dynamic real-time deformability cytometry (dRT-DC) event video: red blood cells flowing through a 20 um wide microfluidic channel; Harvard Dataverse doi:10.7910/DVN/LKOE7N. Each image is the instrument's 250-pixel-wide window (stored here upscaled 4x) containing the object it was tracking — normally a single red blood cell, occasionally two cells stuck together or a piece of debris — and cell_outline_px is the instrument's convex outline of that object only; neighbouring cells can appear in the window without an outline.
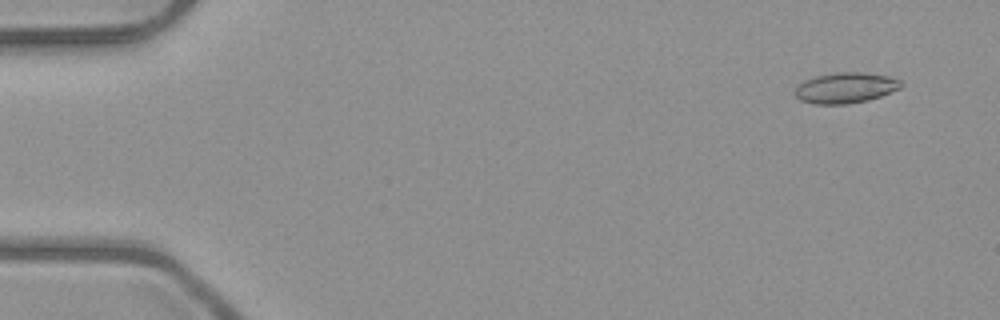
{"species": "common noctule bat (a hibernating species)", "species_latin": "Nyctalus noctula", "temperature_condition": "room temperature", "stored_images_in_passage": 17, "camera_frame_rate_fps": 3000, "um_per_image_px": 0.085, "animal": {"sex": "male", "body_mass_g": 23.1, "forearm_length_mm": 52.7}, "frame": {"image": 1, "passage_image": 4, "time_ms": 1.0, "image_size_px": [1000, 320], "cell_outline_px": [[904, 84], [900, 88], [880, 96], [868, 100], [848, 104], [812, 104], [800, 100], [792, 92], [804, 80], [816, 76], [836, 72], [864, 72], [888, 76], [900, 80]], "centroid_in_image_um": [71.85, 7.47], "position_along_channel_um": 13.1, "area_um2": 19.02}}
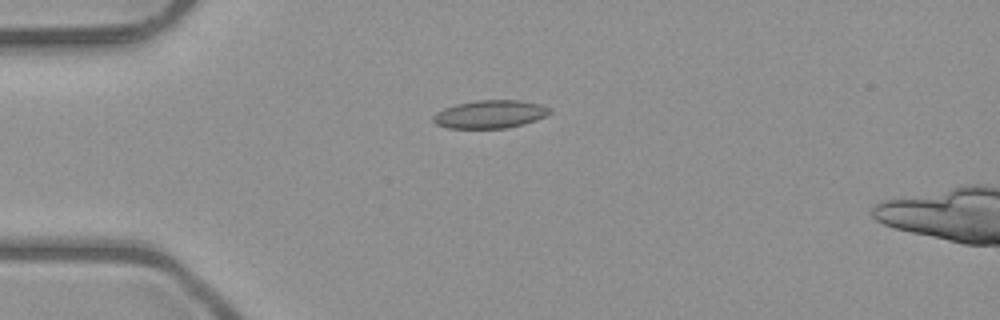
{"frame": {"image": 2, "passage_image": 14, "time_ms": 4.333, "image_size_px": [1000, 320], "cell_outline_px": [[552, 112], [548, 116], [524, 124], [508, 128], [448, 128], [436, 124], [432, 120], [432, 116], [436, 112], [444, 108], [456, 104], [476, 100], [520, 100], [540, 104], [552, 108]], "centroid_in_image_um": [41.69, 9.7], "position_along_channel_um": 43.3, "area_um2": 19.31}}